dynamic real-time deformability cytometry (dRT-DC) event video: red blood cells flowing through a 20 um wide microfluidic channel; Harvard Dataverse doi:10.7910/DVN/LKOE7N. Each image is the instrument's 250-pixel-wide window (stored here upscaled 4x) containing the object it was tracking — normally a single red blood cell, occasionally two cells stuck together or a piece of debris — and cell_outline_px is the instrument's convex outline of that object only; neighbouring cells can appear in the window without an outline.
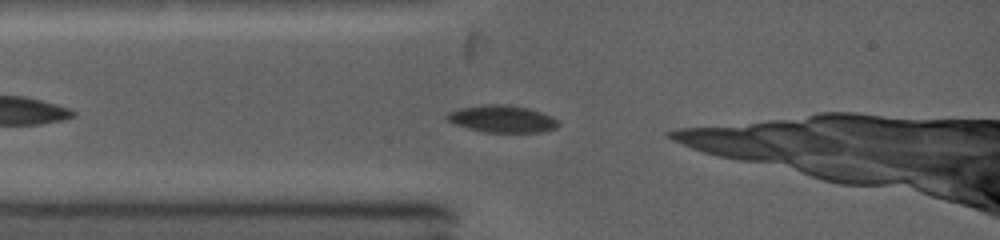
{"species": "common noctule bat (a hibernating species)", "species_latin": "Nyctalus noctula", "temperature_condition": "warm", "stored_images_in_passage": 10, "camera_frame_rate_fps": 5000, "um_per_image_px": 0.085, "animal": {"sex": "female", "body_mass_g": 19.0, "forearm_length_mm": 53.3}, "frame": {"image": 1, "passage_image": 4, "time_ms": 0.6, "image_size_px": [1000, 240], "cell_outline_px": [[560, 124], [556, 128], [540, 132], [484, 132], [468, 128], [456, 124], [448, 120], [444, 116], [448, 112], [460, 108], [484, 104], [504, 104], [528, 108], [552, 116]], "centroid_in_image_um": [42.67, 10.1], "position_along_channel_um": 42.3, "area_um2": 17.51}}